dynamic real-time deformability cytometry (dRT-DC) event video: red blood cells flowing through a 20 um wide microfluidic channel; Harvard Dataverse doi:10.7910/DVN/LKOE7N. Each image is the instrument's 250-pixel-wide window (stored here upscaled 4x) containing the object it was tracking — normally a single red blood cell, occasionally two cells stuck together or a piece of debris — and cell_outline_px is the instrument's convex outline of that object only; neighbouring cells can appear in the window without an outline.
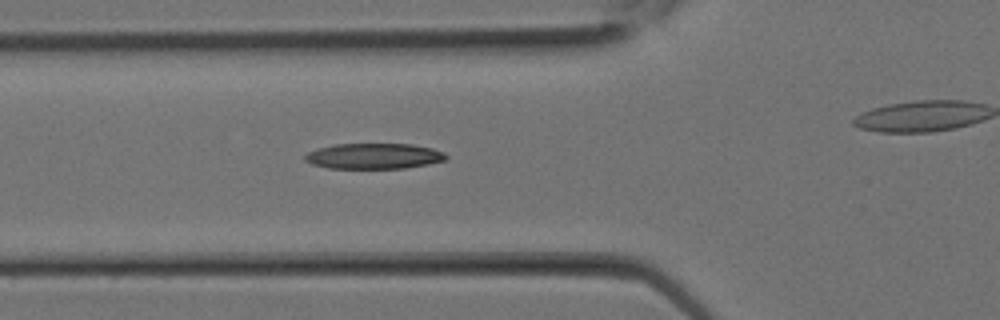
{"species": "Egyptian fruit bat (a non-hibernating species)", "species_latin": "Rousettus aegyptiacus", "temperature_condition": "room temperature", "stored_images_in_passage": 11, "camera_frame_rate_fps": 3000, "um_per_image_px": 0.085, "animal": {"sex": "female"}, "frame": {"image": 1, "passage_image": 10, "time_ms": 3.0, "image_size_px": [1000, 320], "cell_outline_px": [[448, 156], [444, 160], [428, 164], [404, 168], [328, 168], [312, 164], [304, 160], [304, 156], [308, 152], [320, 148], [336, 144], [412, 144], [432, 148], [444, 152]], "centroid_in_image_um": [31.79, 13.27], "position_along_channel_um": 94.0, "area_um2": 20.92}}